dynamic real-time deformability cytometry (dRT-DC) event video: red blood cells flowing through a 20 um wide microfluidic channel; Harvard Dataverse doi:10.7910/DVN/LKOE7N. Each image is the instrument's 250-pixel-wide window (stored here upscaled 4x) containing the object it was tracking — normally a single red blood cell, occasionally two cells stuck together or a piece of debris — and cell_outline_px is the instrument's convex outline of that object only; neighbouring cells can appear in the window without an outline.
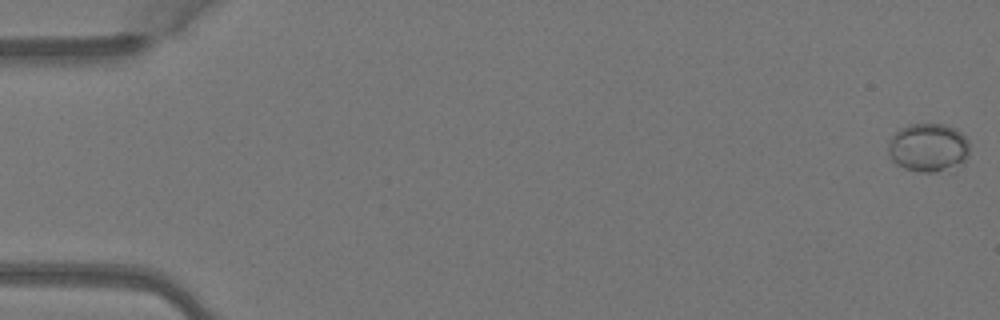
{"species": "Egyptian fruit bat (a non-hibernating species)", "species_latin": "Rousettus aegyptiacus", "temperature_condition": "warm", "stored_images_in_passage": 6, "camera_frame_rate_fps": 3000, "um_per_image_px": 0.085, "animal": {"sex": "female"}, "frame": {"image": 1, "passage_image": 1, "time_ms": 0.0, "image_size_px": [1000, 320], "cell_outline_px": [[968, 156], [964, 164], [936, 172], [920, 172], [904, 168], [896, 164], [888, 156], [888, 140], [900, 128], [908, 124], [944, 124], [956, 128], [968, 140]], "centroid_in_image_um": [78.89, 12.54], "position_along_channel_um": 6.1, "area_um2": 23.29}}
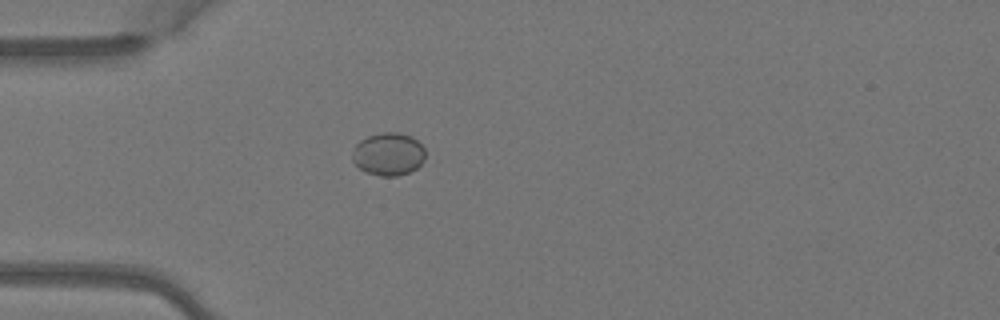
{"frame": {"image": 2, "passage_image": 5, "time_ms": 1.333, "image_size_px": [1000, 320], "cell_outline_px": [[424, 160], [416, 168], [408, 172], [396, 176], [380, 176], [364, 172], [352, 160], [352, 152], [356, 144], [360, 140], [368, 136], [384, 132], [400, 132], [412, 136], [424, 148]], "centroid_in_image_um": [33.0, 13.09], "position_along_channel_um": 52.0, "area_um2": 18.21}}